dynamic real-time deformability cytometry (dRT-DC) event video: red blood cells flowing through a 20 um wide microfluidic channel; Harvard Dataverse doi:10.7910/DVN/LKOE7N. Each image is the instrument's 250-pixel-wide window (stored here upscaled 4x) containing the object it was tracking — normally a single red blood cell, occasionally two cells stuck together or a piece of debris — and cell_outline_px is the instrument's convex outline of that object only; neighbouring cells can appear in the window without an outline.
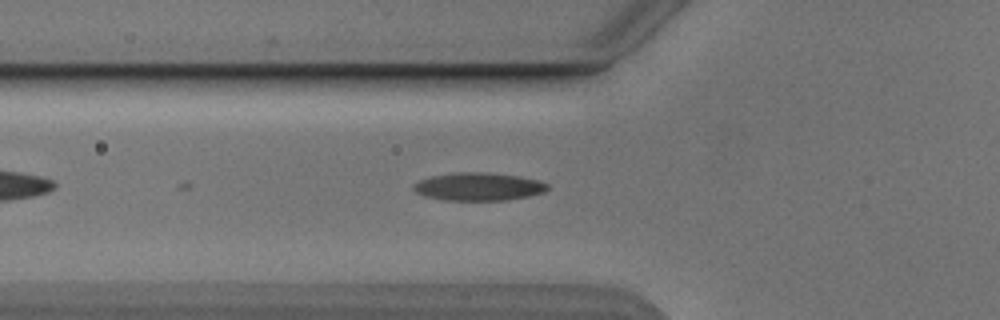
{"species": "Egyptian fruit bat (a non-hibernating species)", "species_latin": "Rousettus aegyptiacus", "temperature_condition": "cold", "stored_images_in_passage": 10, "camera_frame_rate_fps": 3000, "um_per_image_px": 0.085, "animal": {"sex": "male"}, "frame": {"image": 1, "passage_image": 2, "time_ms": 0.333, "image_size_px": [1000, 320], "cell_outline_px": [[548, 188], [544, 192], [528, 196], [508, 200], [444, 200], [424, 196], [416, 192], [412, 188], [412, 184], [420, 180], [432, 176], [456, 172], [484, 172], [520, 176], [536, 180], [548, 184]], "centroid_in_image_um": [40.65, 15.86], "position_along_channel_um": 85.2, "area_um2": 21.79}}